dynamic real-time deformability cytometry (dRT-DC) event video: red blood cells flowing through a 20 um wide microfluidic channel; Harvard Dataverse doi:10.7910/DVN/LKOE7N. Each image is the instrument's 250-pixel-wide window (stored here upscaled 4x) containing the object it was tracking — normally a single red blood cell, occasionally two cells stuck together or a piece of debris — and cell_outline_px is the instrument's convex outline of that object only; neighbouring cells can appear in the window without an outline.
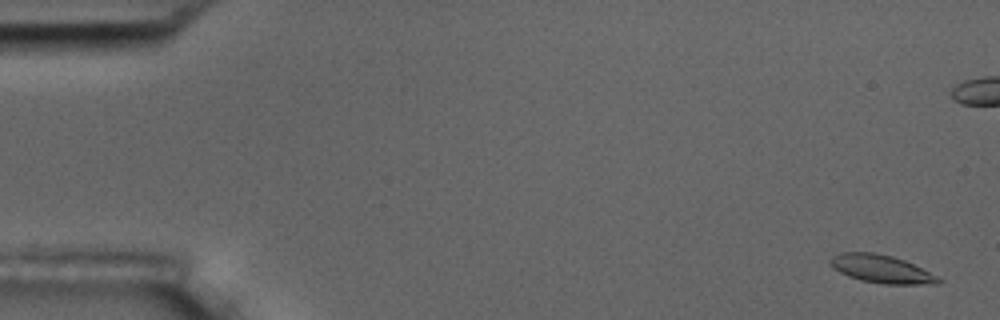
{"species": "common noctule bat (a hibernating species)", "species_latin": "Nyctalus noctula", "temperature_condition": "room temperature", "stored_images_in_passage": 59, "camera_frame_rate_fps": 3000, "um_per_image_px": 0.085, "animal": {"sex": "male", "body_mass_g": 17.5, "forearm_length_mm": 52.3}, "frame": {"image": 1, "passage_image": 3, "time_ms": 0.667, "image_size_px": [1000, 320], "cell_outline_px": [[944, 280], [940, 284], [884, 284], [860, 280], [848, 276], [832, 268], [828, 260], [832, 256], [840, 252], [872, 252], [892, 256], [904, 260]], "centroid_in_image_um": [74.88, 22.86], "position_along_channel_um": 10.1, "area_um2": 17.63}}
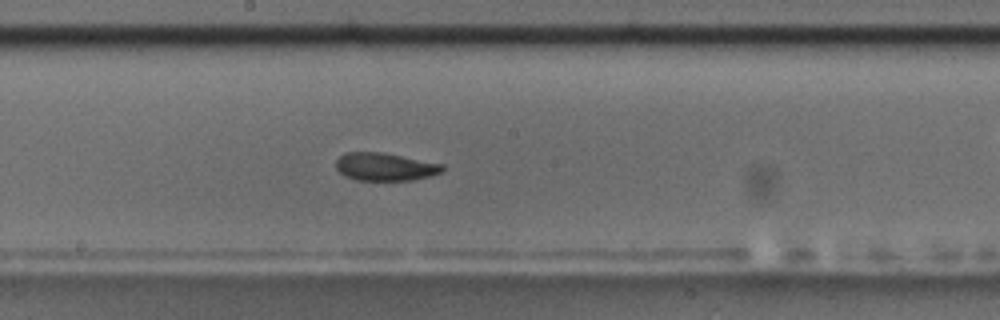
{"frame": {"image": 2, "passage_image": 32, "time_ms": 10.333, "image_size_px": [1000, 320], "cell_outline_px": [[444, 168], [440, 172], [432, 176], [412, 180], [356, 180], [344, 176], [336, 168], [336, 160], [344, 152], [384, 152], [444, 164]], "centroid_in_image_um": [32.73, 14.17], "position_along_channel_um": 215.5, "area_um2": 17.46}}
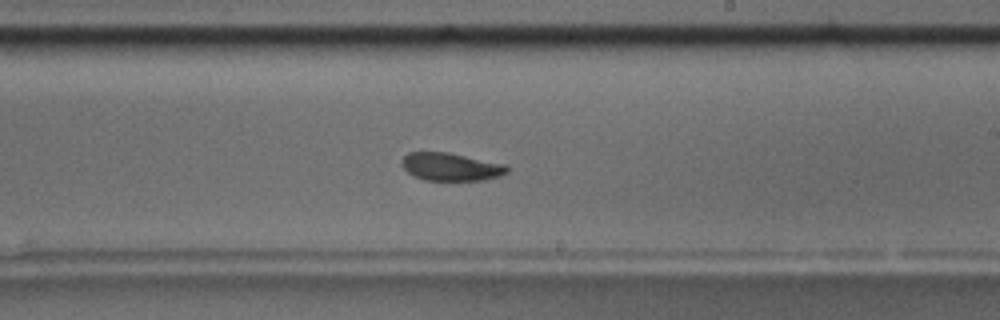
{"frame": {"image": 3, "passage_image": 35, "time_ms": 11.333, "image_size_px": [1000, 320], "cell_outline_px": [[508, 172], [500, 176], [484, 180], [424, 180], [408, 172], [400, 164], [400, 160], [408, 152], [448, 152], [508, 164]], "centroid_in_image_um": [38.35, 14.17], "position_along_channel_um": 250.7, "area_um2": 17.28}, "authors_computed_cell_mechanics": {"area_um2": 17.6868, "velocity_mm_per_s": 3.5326, "shape_relaxation_time_tau1_ms": 5.9571, "shape_relaxation_time_tau2_ms": 2.2428, "deformation_change_tau1": 0.1412, "deformation_change_tau2": 0.0773}}